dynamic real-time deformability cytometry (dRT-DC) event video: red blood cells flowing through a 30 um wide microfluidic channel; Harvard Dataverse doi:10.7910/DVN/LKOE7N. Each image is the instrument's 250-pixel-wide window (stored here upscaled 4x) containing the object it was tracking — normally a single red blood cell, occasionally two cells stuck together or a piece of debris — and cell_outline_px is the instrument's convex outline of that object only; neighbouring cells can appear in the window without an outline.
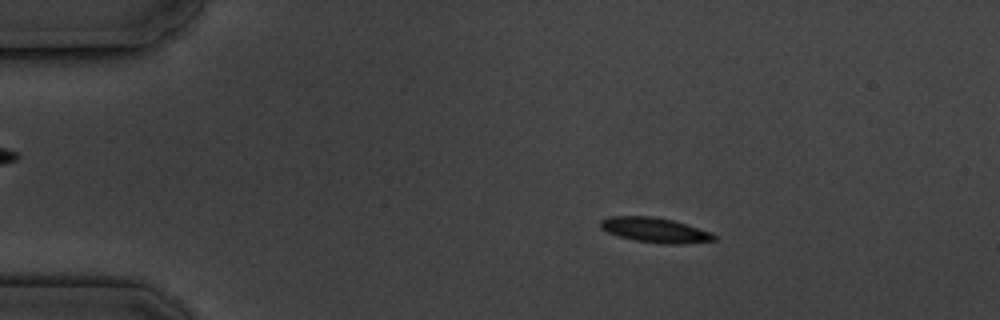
{"species": "common noctule bat (a hibernating species)", "species_latin": "Nyctalus noctula", "temperature_condition": "cold", "stored_images_in_passage": 4, "camera_frame_rate_fps": 3000, "um_per_image_px": 0.085, "animal": {"sex": "male", "body_mass_g": 19.5, "forearm_length_mm": 54.6}, "frame": {"image": 1, "passage_image": 2, "time_ms": 1.333, "image_size_px": [1000, 320], "cell_outline_px": [[716, 240], [684, 244], [664, 244], [636, 240], [620, 236], [608, 232], [600, 228], [600, 220], [608, 216], [652, 216], [672, 220], [712, 232], [716, 236]], "centroid_in_image_um": [55.68, 19.55], "position_along_channel_um": 29.3, "area_um2": 16.42}}